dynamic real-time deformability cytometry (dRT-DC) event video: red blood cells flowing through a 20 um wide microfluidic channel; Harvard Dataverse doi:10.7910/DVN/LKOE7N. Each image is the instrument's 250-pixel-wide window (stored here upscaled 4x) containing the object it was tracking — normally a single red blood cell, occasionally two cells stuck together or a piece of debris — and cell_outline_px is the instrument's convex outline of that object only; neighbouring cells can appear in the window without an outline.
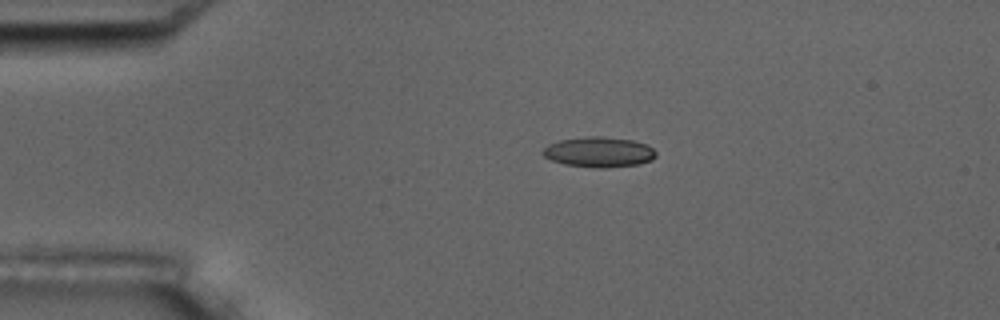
{"species": "common noctule bat (a hibernating species)", "species_latin": "Nyctalus noctula", "temperature_condition": "room temperature", "stored_images_in_passage": 3, "camera_frame_rate_fps": 3000, "um_per_image_px": 0.085, "animal": {"sex": "male", "body_mass_g": 17.5, "forearm_length_mm": 52.3}, "frame": {"image": 1, "passage_image": 1, "time_ms": 0.0, "image_size_px": [1000, 320], "cell_outline_px": [[656, 156], [652, 160], [640, 164], [608, 168], [596, 168], [564, 164], [552, 160], [544, 156], [540, 152], [548, 144], [560, 140], [588, 136], [604, 136], [632, 140], [648, 144], [656, 152]], "centroid_in_image_um": [50.93, 12.92], "position_along_channel_um": 34.1, "area_um2": 20.17}}
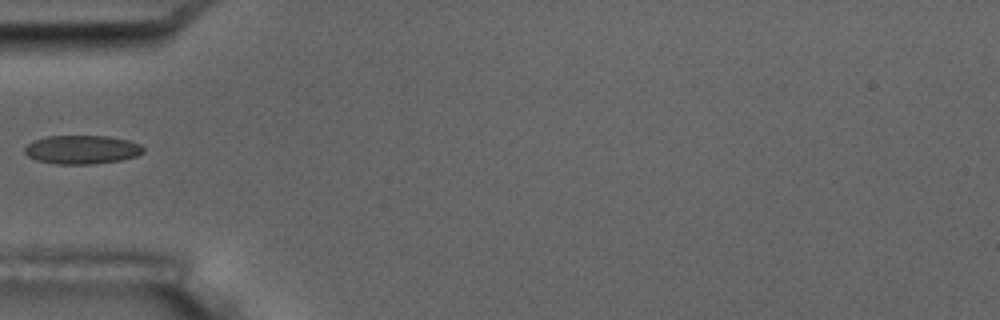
{"frame": {"image": 2, "passage_image": 3, "time_ms": 2.333, "image_size_px": [1000, 320], "cell_outline_px": [[144, 152], [136, 156], [120, 160], [96, 164], [56, 164], [36, 160], [28, 156], [24, 152], [24, 148], [32, 140], [48, 136], [108, 136], [128, 140], [140, 144], [144, 148]], "centroid_in_image_um": [6.96, 12.72], "position_along_channel_um": 78.0, "area_um2": 19.94}}